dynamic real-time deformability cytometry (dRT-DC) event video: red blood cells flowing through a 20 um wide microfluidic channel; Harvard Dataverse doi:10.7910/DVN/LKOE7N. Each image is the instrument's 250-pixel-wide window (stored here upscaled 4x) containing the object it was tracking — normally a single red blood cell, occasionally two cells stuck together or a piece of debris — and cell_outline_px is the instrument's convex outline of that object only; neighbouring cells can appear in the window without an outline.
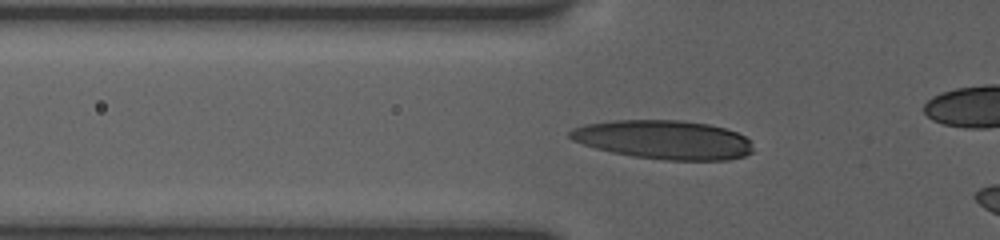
{"species": "human", "species_latin": "Homo sapiens", "temperature_condition": "room temperature", "stored_images_in_passage": 39, "camera_frame_rate_fps": 3000, "um_per_image_px": 0.085, "donor": {"sex": "female"}, "frame": {"image": 1, "passage_image": 10, "time_ms": 3.0, "image_size_px": [1000, 240], "cell_outline_px": [[752, 152], [744, 156], [728, 160], [664, 160], [632, 156], [612, 152], [596, 148], [572, 140], [568, 136], [568, 132], [572, 128], [584, 124], [612, 120], [684, 120], [708, 124], [724, 128], [736, 132], [744, 136], [748, 140], [752, 148]], "centroid_in_image_um": [56.38, 11.87], "position_along_channel_um": 69.4, "area_um2": 41.56}}
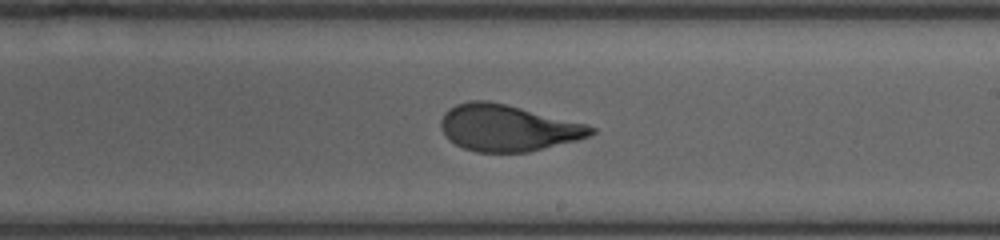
{"frame": {"image": 2, "passage_image": 24, "time_ms": 7.667, "image_size_px": [1000, 240], "cell_outline_px": [[596, 132], [588, 136], [576, 140], [528, 152], [476, 152], [464, 148], [448, 140], [440, 128], [440, 120], [444, 112], [448, 108], [456, 104], [468, 100], [488, 100], [588, 124], [596, 128]], "centroid_in_image_um": [43.12, 10.86], "position_along_channel_um": 245.9, "area_um2": 40.69}}
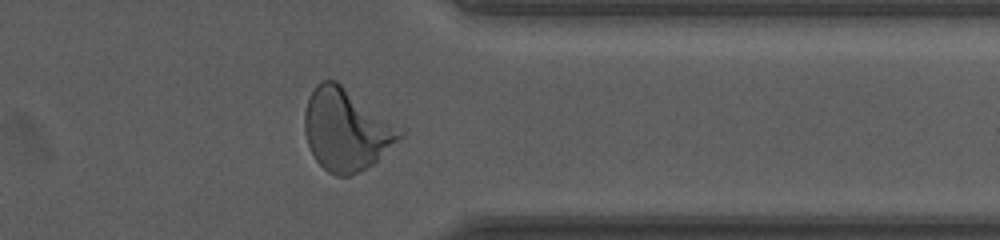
{"frame": {"image": 3, "passage_image": 35, "time_ms": 11.333, "image_size_px": [1000, 240], "cell_outline_px": [[408, 132], [404, 136], [372, 164], [348, 176], [336, 176], [328, 172], [316, 160], [308, 144], [304, 132], [304, 112], [308, 100], [316, 84], [320, 80], [336, 80]], "centroid_in_image_um": [29.44, 11.01], "position_along_channel_um": 382.0, "area_um2": 45.37}}